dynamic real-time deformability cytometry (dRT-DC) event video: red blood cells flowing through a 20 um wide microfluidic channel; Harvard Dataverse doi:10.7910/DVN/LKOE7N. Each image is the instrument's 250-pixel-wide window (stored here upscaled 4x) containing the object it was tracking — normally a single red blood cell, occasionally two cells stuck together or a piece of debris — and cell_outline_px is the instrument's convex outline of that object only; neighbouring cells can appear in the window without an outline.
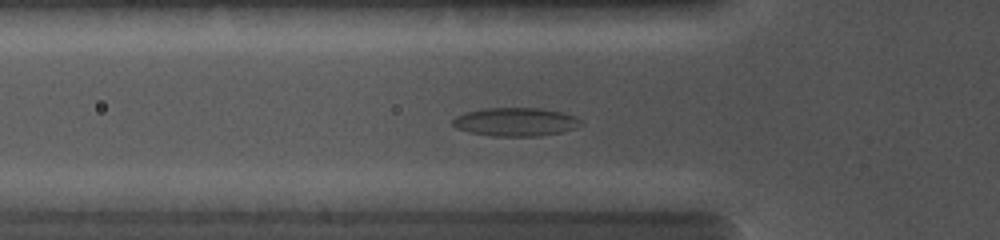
{"species": "common noctule bat (a hibernating species)", "species_latin": "Nyctalus noctula", "temperature_condition": "cold", "stored_images_in_passage": 38, "camera_frame_rate_fps": 5000, "um_per_image_px": 0.085, "animal": {"sex": "female", "body_mass_g": 19.0, "forearm_length_mm": 56.7}, "frame": {"image": 1, "passage_image": 13, "time_ms": 5.0, "image_size_px": [1000, 240], "cell_outline_px": [[584, 124], [576, 128], [560, 132], [540, 136], [492, 136], [472, 132], [456, 128], [452, 124], [452, 120], [456, 116], [464, 112], [484, 108], [540, 108], [564, 112], [576, 116], [584, 120]], "centroid_in_image_um": [43.88, 10.35], "position_along_channel_um": 81.9, "area_um2": 21.5}}
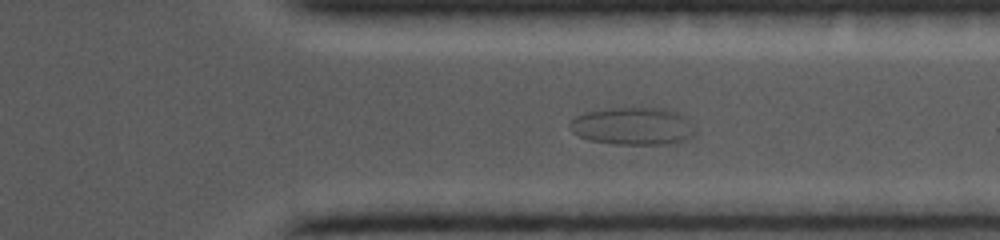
{"frame": {"image": 2, "passage_image": 29, "time_ms": 11.8, "image_size_px": [1000, 240], "cell_outline_px": [[696, 132], [688, 140], [664, 144], [616, 144], [588, 140], [572, 132], [568, 124], [568, 120], [584, 112], [608, 108], [664, 108], [680, 112], [696, 128]], "centroid_in_image_um": [53.79, 10.72], "position_along_channel_um": 357.6, "area_um2": 27.8}}
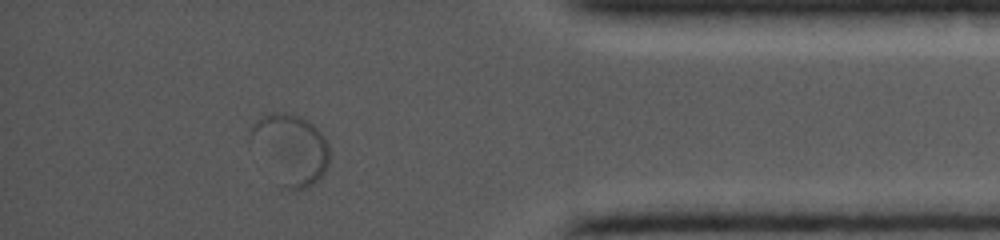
{"frame": {"image": 3, "passage_image": 33, "time_ms": 13.6, "image_size_px": [1000, 240], "cell_outline_px": [[328, 164], [320, 180], [308, 188], [284, 188], [280, 184], [252, 136], [252, 124], [260, 116], [272, 112], [284, 112], [300, 116], [308, 120], [324, 136], [328, 144]], "centroid_in_image_um": [24.8, 12.63], "position_along_channel_um": 410.4, "area_um2": 30.87}}